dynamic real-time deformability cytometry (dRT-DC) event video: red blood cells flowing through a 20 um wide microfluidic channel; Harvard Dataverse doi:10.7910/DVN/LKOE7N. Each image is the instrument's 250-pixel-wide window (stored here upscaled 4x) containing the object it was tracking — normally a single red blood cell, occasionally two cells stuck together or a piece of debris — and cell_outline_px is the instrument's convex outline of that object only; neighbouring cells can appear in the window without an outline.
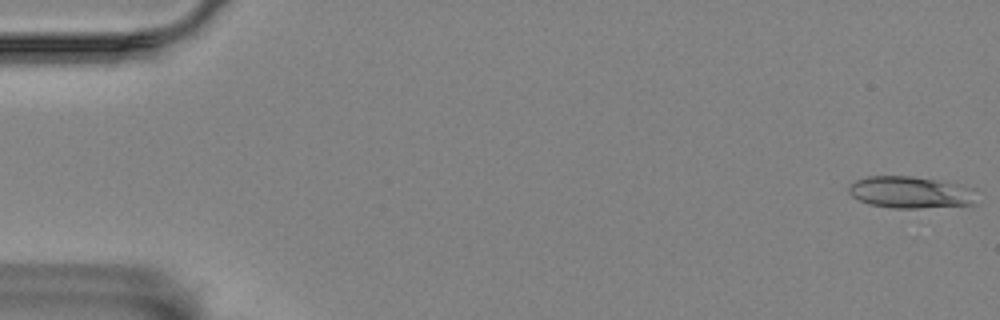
{"species": "Egyptian fruit bat (a non-hibernating species)", "species_latin": "Rousettus aegyptiacus", "temperature_condition": "room temperature", "stored_images_in_passage": 58, "camera_frame_rate_fps": 3000, "um_per_image_px": 0.085, "animal": {"sex": "female"}, "frame": {"image": 1, "passage_image": 1, "time_ms": 0.0, "image_size_px": [1000, 320], "cell_outline_px": [[976, 204], [916, 208], [892, 208], [868, 204], [852, 196], [848, 192], [848, 188], [856, 180], [868, 176], [912, 176], [932, 180], [940, 184]], "centroid_in_image_um": [76.89, 16.37], "position_along_channel_um": 8.1, "area_um2": 21.1}}
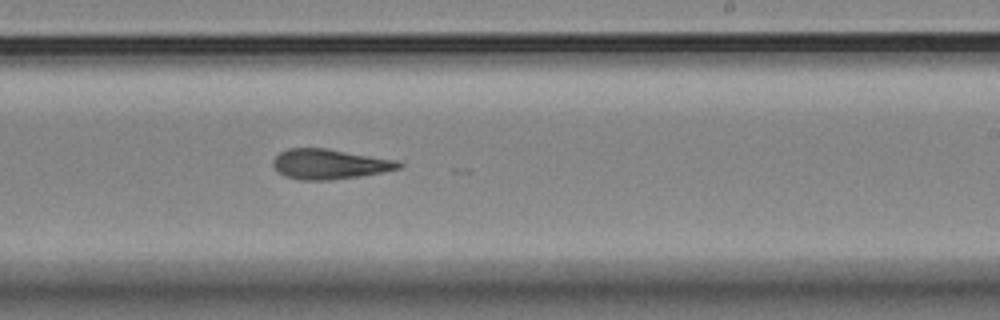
{"frame": {"image": 2, "passage_image": 35, "time_ms": 11.333, "image_size_px": [1000, 320], "cell_outline_px": [[404, 164], [400, 168], [360, 176], [332, 180], [300, 180], [284, 176], [272, 164], [272, 160], [280, 152], [288, 148], [328, 148], [396, 160]], "centroid_in_image_um": [27.99, 13.94], "position_along_channel_um": 261.0, "area_um2": 21.96}}
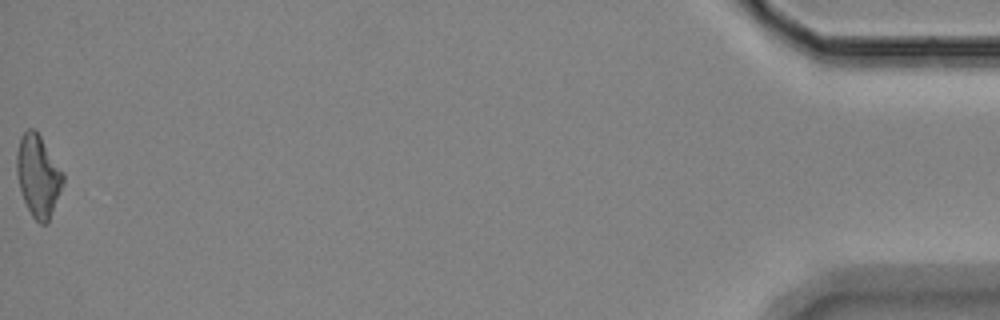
{"frame": {"image": 3, "passage_image": 58, "time_ms": 19.0, "image_size_px": [1000, 320], "cell_outline_px": [[64, 180], [48, 224], [40, 224], [32, 216], [24, 200], [20, 188], [16, 172], [16, 156], [20, 136], [28, 128], [32, 128], [40, 136], [64, 172]], "centroid_in_image_um": [3.24, 14.95], "position_along_channel_um": 432.0, "area_um2": 21.96}, "authors_computed_cell_mechanics": {"area_um2": 21.7617, "velocity_mm_per_s": 3.4582, "shape_relaxation_time_tau1_ms": null, "shape_relaxation_time_tau2_ms": 4.9197, "deformation_change_tau1": null, "deformation_change_tau2": 0.1635}}